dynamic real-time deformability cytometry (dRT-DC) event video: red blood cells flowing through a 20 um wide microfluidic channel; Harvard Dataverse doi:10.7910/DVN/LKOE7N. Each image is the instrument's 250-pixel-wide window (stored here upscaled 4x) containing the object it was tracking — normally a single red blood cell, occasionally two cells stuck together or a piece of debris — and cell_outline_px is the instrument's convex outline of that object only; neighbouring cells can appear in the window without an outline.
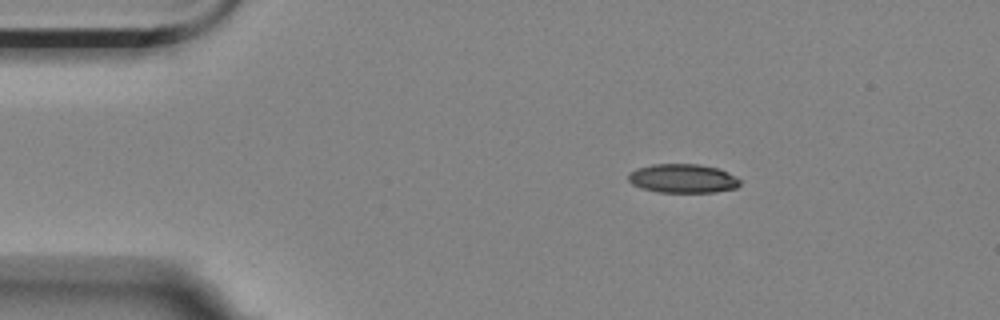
{"species": "Egyptian fruit bat (a non-hibernating species)", "species_latin": "Rousettus aegyptiacus", "temperature_condition": "room temperature", "stored_images_in_passage": 3, "camera_frame_rate_fps": 3000, "um_per_image_px": 0.085, "animal": {"sex": "female"}, "frame": {"image": 1, "passage_image": 1, "time_ms": 0.0, "image_size_px": [1000, 320], "cell_outline_px": [[740, 184], [736, 188], [716, 192], [660, 192], [644, 188], [632, 184], [628, 180], [628, 176], [636, 168], [652, 164], [700, 164], [720, 168], [728, 172], [740, 180]], "centroid_in_image_um": [58.07, 15.16], "position_along_channel_um": 26.9, "area_um2": 18.79}}